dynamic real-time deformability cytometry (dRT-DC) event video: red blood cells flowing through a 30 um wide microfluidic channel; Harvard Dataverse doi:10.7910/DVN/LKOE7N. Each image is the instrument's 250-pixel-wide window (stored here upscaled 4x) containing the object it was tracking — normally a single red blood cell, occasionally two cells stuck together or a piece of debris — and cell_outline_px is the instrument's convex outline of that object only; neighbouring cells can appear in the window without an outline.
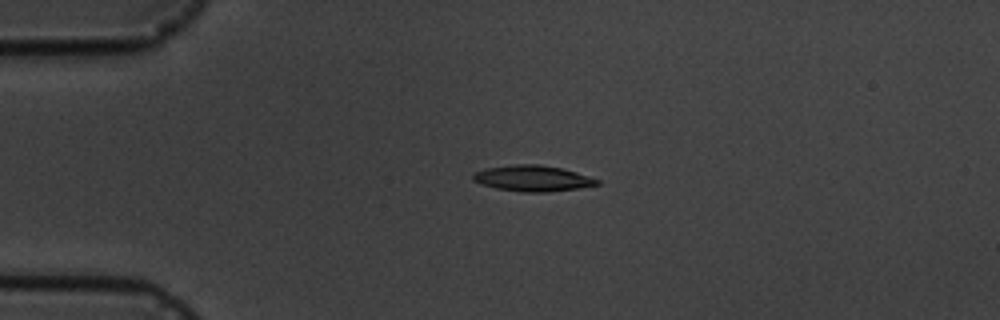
{"species": "common noctule bat (a hibernating species)", "species_latin": "Nyctalus noctula", "temperature_condition": "cold", "stored_images_in_passage": 5, "camera_frame_rate_fps": 3000, "um_per_image_px": 0.085, "animal": {"sex": "male", "body_mass_g": 19.5, "forearm_length_mm": 54.6}, "frame": {"image": 1, "passage_image": 4, "time_ms": 3.667, "image_size_px": [1000, 320], "cell_outline_px": [[600, 184], [580, 188], [548, 192], [520, 192], [496, 188], [480, 184], [472, 180], [472, 172], [484, 168], [512, 164], [540, 164], [560, 168], [576, 172], [600, 180]], "centroid_in_image_um": [45.23, 15.16], "position_along_channel_um": 39.8, "area_um2": 18.96}}